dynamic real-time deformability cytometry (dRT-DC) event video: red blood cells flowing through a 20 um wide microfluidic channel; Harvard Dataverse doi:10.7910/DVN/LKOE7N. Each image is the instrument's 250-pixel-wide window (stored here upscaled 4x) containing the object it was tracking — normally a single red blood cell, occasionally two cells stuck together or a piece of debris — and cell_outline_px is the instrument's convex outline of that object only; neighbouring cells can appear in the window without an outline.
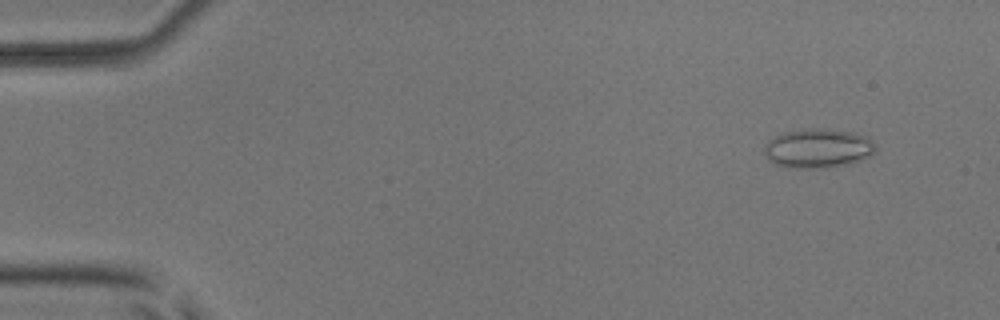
{"species": "common noctule bat (a hibernating species)", "species_latin": "Nyctalus noctula", "temperature_condition": "room temperature", "stored_images_in_passage": 53, "camera_frame_rate_fps": 3000, "um_per_image_px": 0.085, "animal": {"sex": "male", "body_mass_g": 17.9, "forearm_length_mm": 54.2}, "frame": {"image": 1, "passage_image": 5, "time_ms": 1.333, "image_size_px": [1000, 320], "cell_outline_px": [[876, 152], [860, 160], [848, 164], [828, 168], [792, 168], [776, 164], [768, 160], [764, 152], [764, 144], [768, 140], [784, 132], [808, 128], [820, 128], [852, 132], [868, 136], [876, 144]], "centroid_in_image_um": [69.54, 12.61], "position_along_channel_um": 15.5, "area_um2": 25.72}}
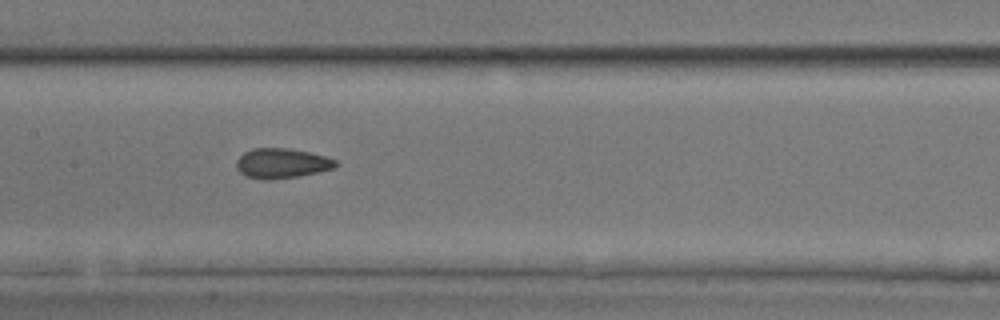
{"frame": {"image": 2, "passage_image": 27, "time_ms": 8.667, "image_size_px": [1000, 320], "cell_outline_px": [[340, 164], [336, 168], [296, 176], [264, 180], [244, 176], [236, 168], [236, 160], [244, 152], [252, 148], [288, 148], [308, 152], [324, 156], [336, 160]], "centroid_in_image_um": [23.93, 13.87], "position_along_channel_um": 183.5, "area_um2": 17.28}}
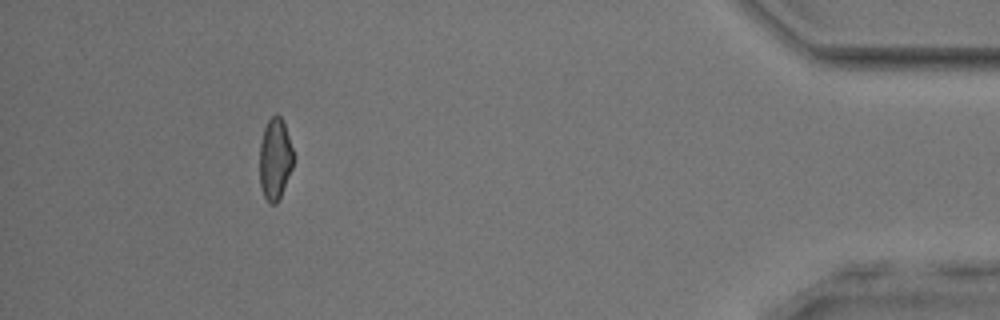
{"frame": {"image": 3, "passage_image": 49, "time_ms": 16.0, "image_size_px": [1000, 320], "cell_outline_px": [[296, 156], [292, 168], [280, 196], [276, 204], [272, 204], [264, 196], [260, 184], [260, 140], [264, 128], [268, 120], [276, 112], [280, 116], [284, 124]], "centroid_in_image_um": [23.39, 13.47], "position_along_channel_um": 411.8, "area_um2": 16.13}, "authors_computed_cell_mechanics": {"area_um2": 17.2244, "velocity_mm_per_s": 3.9034, "shape_relaxation_time_tau1_ms": 9.1882, "shape_relaxation_time_tau2_ms": 1.7005, "deformation_change_tau1": 0.1525, "deformation_change_tau2": 0.0834}}